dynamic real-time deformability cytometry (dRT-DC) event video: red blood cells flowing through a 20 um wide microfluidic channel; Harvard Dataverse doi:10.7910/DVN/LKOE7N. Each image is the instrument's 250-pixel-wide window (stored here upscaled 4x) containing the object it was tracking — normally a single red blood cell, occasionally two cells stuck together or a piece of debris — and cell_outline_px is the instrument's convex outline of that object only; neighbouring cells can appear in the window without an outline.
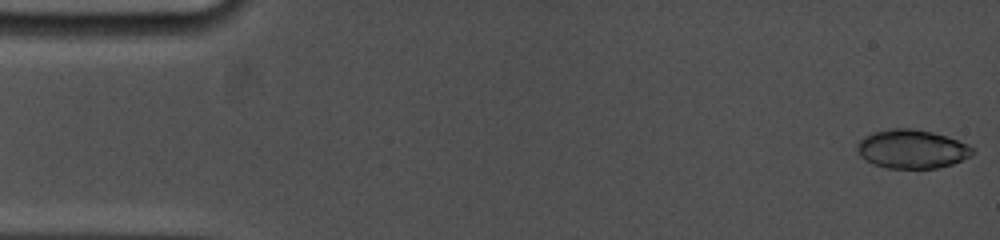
{"species": "common noctule bat (a hibernating species)", "species_latin": "Nyctalus noctula", "temperature_condition": "cold", "stored_images_in_passage": 10, "camera_frame_rate_fps": 5000, "um_per_image_px": 0.085, "animal": {"sex": "female", "body_mass_g": 19.0, "forearm_length_mm": 53.3}, "frame": {"image": 1, "passage_image": 1, "time_ms": 0.0, "image_size_px": [1000, 240], "cell_outline_px": [[976, 152], [972, 156], [952, 164], [936, 168], [888, 168], [872, 164], [860, 156], [856, 148], [856, 144], [864, 136], [872, 132], [892, 128], [912, 128], [932, 132], [968, 144]], "centroid_in_image_um": [77.49, 12.67], "position_along_channel_um": 7.5, "area_um2": 26.13}}
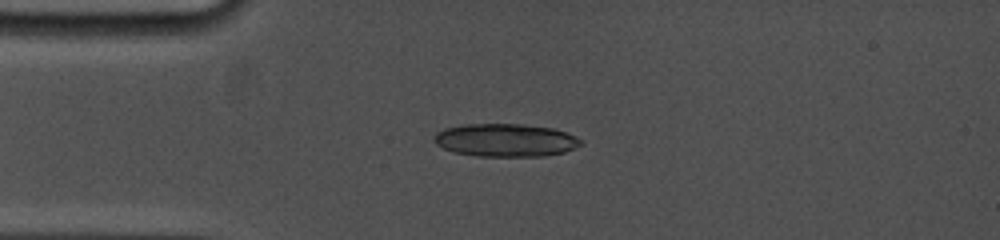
{"frame": {"image": 2, "passage_image": 9, "time_ms": 3.8, "image_size_px": [1000, 240], "cell_outline_px": [[584, 144], [576, 148], [564, 152], [544, 156], [476, 156], [452, 152], [436, 144], [432, 136], [436, 132], [444, 128], [464, 124], [524, 124], [552, 128], [576, 136], [584, 140]], "centroid_in_image_um": [42.98, 11.91], "position_along_channel_um": 42.0, "area_um2": 28.5}}